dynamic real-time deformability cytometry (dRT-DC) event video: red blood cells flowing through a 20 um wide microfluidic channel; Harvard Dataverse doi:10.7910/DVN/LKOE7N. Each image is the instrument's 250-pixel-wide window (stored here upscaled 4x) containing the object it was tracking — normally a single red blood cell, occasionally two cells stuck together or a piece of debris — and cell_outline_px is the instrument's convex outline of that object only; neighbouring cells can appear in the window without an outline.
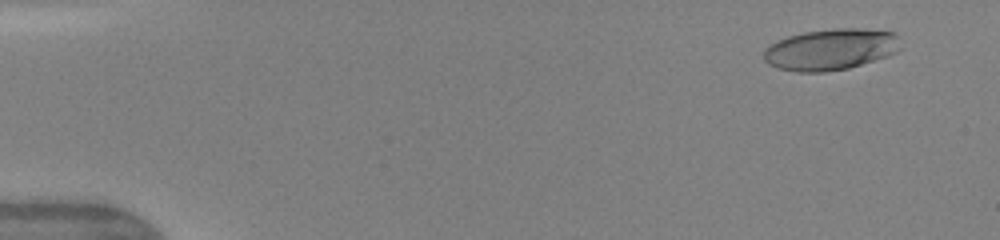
{"species": "human", "species_latin": "Homo sapiens", "temperature_condition": "warm", "stored_images_in_passage": 7, "camera_frame_rate_fps": 3000, "um_per_image_px": 0.085, "donor": {"sex": "female"}, "frame": {"image": 1, "passage_image": 4, "time_ms": 1.0, "image_size_px": [1000, 240], "cell_outline_px": [[900, 48], [896, 52], [888, 56], [848, 68], [824, 72], [796, 72], [780, 68], [768, 64], [764, 60], [764, 48], [776, 40], [788, 36], [804, 32], [836, 28], [860, 28], [892, 32], [896, 36]], "centroid_in_image_um": [70.57, 4.2], "position_along_channel_um": 14.4, "area_um2": 32.83}}